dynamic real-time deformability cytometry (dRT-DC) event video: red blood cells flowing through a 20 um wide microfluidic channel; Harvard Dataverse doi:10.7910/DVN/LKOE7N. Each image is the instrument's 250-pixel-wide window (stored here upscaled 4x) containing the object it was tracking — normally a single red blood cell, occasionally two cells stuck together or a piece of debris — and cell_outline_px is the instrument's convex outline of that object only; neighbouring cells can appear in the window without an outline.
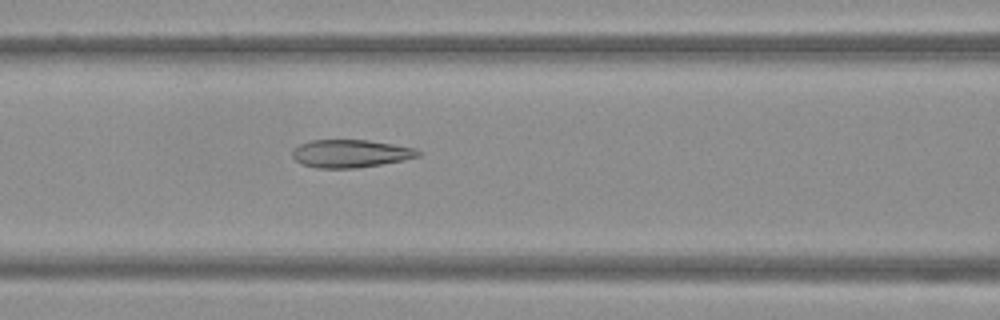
{"species": "Egyptian fruit bat (a non-hibernating species)", "species_latin": "Rousettus aegyptiacus", "temperature_condition": "warm", "stored_images_in_passage": 51, "camera_frame_rate_fps": 3000, "um_per_image_px": 0.085, "frame": {"image": 1, "passage_image": 22, "time_ms": 7.0, "image_size_px": [1000, 320], "cell_outline_px": [[420, 156], [404, 160], [356, 168], [316, 168], [300, 164], [292, 156], [292, 148], [300, 144], [312, 140], [368, 140], [416, 148], [420, 152]], "centroid_in_image_um": [29.77, 13.05], "position_along_channel_um": 136.8, "area_um2": 20.46}}
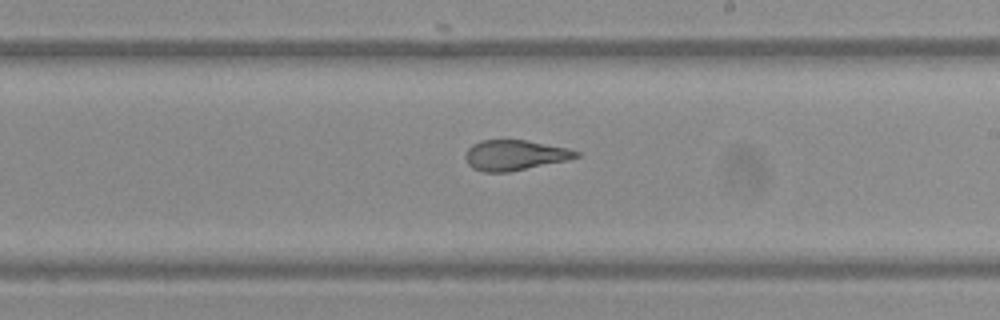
{"frame": {"image": 2, "passage_image": 30, "time_ms": 9.667, "image_size_px": [1000, 320], "cell_outline_px": [[580, 156], [568, 160], [508, 172], [484, 172], [472, 168], [468, 164], [464, 156], [468, 148], [472, 144], [480, 140], [524, 140], [568, 148], [580, 152]], "centroid_in_image_um": [43.74, 13.19], "position_along_channel_um": 245.3, "area_um2": 19.54}}
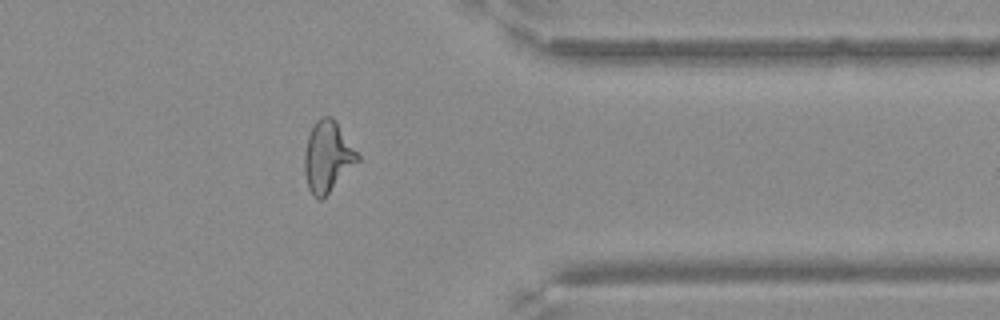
{"frame": {"image": 3, "passage_image": 41, "time_ms": 13.333, "image_size_px": [1000, 320], "cell_outline_px": [[360, 160], [320, 200], [312, 196], [308, 188], [304, 172], [304, 152], [308, 136], [316, 120], [324, 116], [332, 116], [360, 156]], "centroid_in_image_um": [27.82, 13.31], "position_along_channel_um": 383.6, "area_um2": 21.62}}